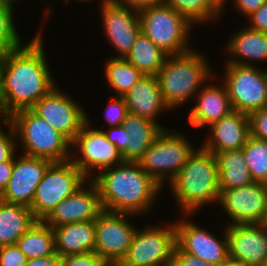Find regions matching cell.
I'll list each match as a JSON object with an SVG mask.
<instances>
[{"label": "cell", "mask_w": 267, "mask_h": 266, "mask_svg": "<svg viewBox=\"0 0 267 266\" xmlns=\"http://www.w3.org/2000/svg\"><path fill=\"white\" fill-rule=\"evenodd\" d=\"M41 34L28 44L6 53L0 83V97L7 112L31 109L54 87L45 58Z\"/></svg>", "instance_id": "obj_1"}, {"label": "cell", "mask_w": 267, "mask_h": 266, "mask_svg": "<svg viewBox=\"0 0 267 266\" xmlns=\"http://www.w3.org/2000/svg\"><path fill=\"white\" fill-rule=\"evenodd\" d=\"M92 179L100 192L104 211L137 215L150 210L162 186L145 173L137 162H123ZM95 177V178H94Z\"/></svg>", "instance_id": "obj_2"}, {"label": "cell", "mask_w": 267, "mask_h": 266, "mask_svg": "<svg viewBox=\"0 0 267 266\" xmlns=\"http://www.w3.org/2000/svg\"><path fill=\"white\" fill-rule=\"evenodd\" d=\"M170 186L185 215H191L205 204L219 201L216 155L202 146L199 150L195 149L181 171L170 181Z\"/></svg>", "instance_id": "obj_3"}, {"label": "cell", "mask_w": 267, "mask_h": 266, "mask_svg": "<svg viewBox=\"0 0 267 266\" xmlns=\"http://www.w3.org/2000/svg\"><path fill=\"white\" fill-rule=\"evenodd\" d=\"M211 74L203 55L191 49L182 54L168 55L156 76L165 104L173 109L195 96L201 83Z\"/></svg>", "instance_id": "obj_4"}, {"label": "cell", "mask_w": 267, "mask_h": 266, "mask_svg": "<svg viewBox=\"0 0 267 266\" xmlns=\"http://www.w3.org/2000/svg\"><path fill=\"white\" fill-rule=\"evenodd\" d=\"M17 137L23 145V154L63 162L71 159V142L31 109L20 110L11 116Z\"/></svg>", "instance_id": "obj_5"}, {"label": "cell", "mask_w": 267, "mask_h": 266, "mask_svg": "<svg viewBox=\"0 0 267 266\" xmlns=\"http://www.w3.org/2000/svg\"><path fill=\"white\" fill-rule=\"evenodd\" d=\"M141 31L167 55L191 50L187 45L192 24L167 3L138 11Z\"/></svg>", "instance_id": "obj_6"}, {"label": "cell", "mask_w": 267, "mask_h": 266, "mask_svg": "<svg viewBox=\"0 0 267 266\" xmlns=\"http://www.w3.org/2000/svg\"><path fill=\"white\" fill-rule=\"evenodd\" d=\"M172 132L164 129L137 162L161 186L167 177L172 181L194 151L184 136Z\"/></svg>", "instance_id": "obj_7"}, {"label": "cell", "mask_w": 267, "mask_h": 266, "mask_svg": "<svg viewBox=\"0 0 267 266\" xmlns=\"http://www.w3.org/2000/svg\"><path fill=\"white\" fill-rule=\"evenodd\" d=\"M86 176L71 161L53 162L38 184L31 211L37 220H44L56 205L74 193Z\"/></svg>", "instance_id": "obj_8"}, {"label": "cell", "mask_w": 267, "mask_h": 266, "mask_svg": "<svg viewBox=\"0 0 267 266\" xmlns=\"http://www.w3.org/2000/svg\"><path fill=\"white\" fill-rule=\"evenodd\" d=\"M225 85L234 111L249 115L267 107V71L226 63Z\"/></svg>", "instance_id": "obj_9"}, {"label": "cell", "mask_w": 267, "mask_h": 266, "mask_svg": "<svg viewBox=\"0 0 267 266\" xmlns=\"http://www.w3.org/2000/svg\"><path fill=\"white\" fill-rule=\"evenodd\" d=\"M176 247L175 223L136 231L124 258L117 266H168Z\"/></svg>", "instance_id": "obj_10"}, {"label": "cell", "mask_w": 267, "mask_h": 266, "mask_svg": "<svg viewBox=\"0 0 267 266\" xmlns=\"http://www.w3.org/2000/svg\"><path fill=\"white\" fill-rule=\"evenodd\" d=\"M131 215L103 211L95 219L94 252L109 266H117L132 243L137 229L125 219Z\"/></svg>", "instance_id": "obj_11"}, {"label": "cell", "mask_w": 267, "mask_h": 266, "mask_svg": "<svg viewBox=\"0 0 267 266\" xmlns=\"http://www.w3.org/2000/svg\"><path fill=\"white\" fill-rule=\"evenodd\" d=\"M31 110L64 135L71 143L87 123V116L75 101L55 86Z\"/></svg>", "instance_id": "obj_12"}, {"label": "cell", "mask_w": 267, "mask_h": 266, "mask_svg": "<svg viewBox=\"0 0 267 266\" xmlns=\"http://www.w3.org/2000/svg\"><path fill=\"white\" fill-rule=\"evenodd\" d=\"M219 203L232 224H261L267 217V184L220 189Z\"/></svg>", "instance_id": "obj_13"}, {"label": "cell", "mask_w": 267, "mask_h": 266, "mask_svg": "<svg viewBox=\"0 0 267 266\" xmlns=\"http://www.w3.org/2000/svg\"><path fill=\"white\" fill-rule=\"evenodd\" d=\"M89 120L77 134L71 146L80 150L81 157L70 159L88 178L91 169L103 171L124 162L117 147L107 140L103 130L90 129Z\"/></svg>", "instance_id": "obj_14"}, {"label": "cell", "mask_w": 267, "mask_h": 266, "mask_svg": "<svg viewBox=\"0 0 267 266\" xmlns=\"http://www.w3.org/2000/svg\"><path fill=\"white\" fill-rule=\"evenodd\" d=\"M10 180L0 195L7 203L31 207L38 184L42 181L52 161L23 154L15 159Z\"/></svg>", "instance_id": "obj_15"}, {"label": "cell", "mask_w": 267, "mask_h": 266, "mask_svg": "<svg viewBox=\"0 0 267 266\" xmlns=\"http://www.w3.org/2000/svg\"><path fill=\"white\" fill-rule=\"evenodd\" d=\"M175 226L176 245L183 252L196 256L213 266H218L230 259L226 228L223 241H220L208 231L191 222L189 223L187 220L175 222Z\"/></svg>", "instance_id": "obj_16"}, {"label": "cell", "mask_w": 267, "mask_h": 266, "mask_svg": "<svg viewBox=\"0 0 267 266\" xmlns=\"http://www.w3.org/2000/svg\"><path fill=\"white\" fill-rule=\"evenodd\" d=\"M88 182V188L79 187L70 196L60 201L43 221L54 228L95 220L104 210L96 183L92 179Z\"/></svg>", "instance_id": "obj_17"}, {"label": "cell", "mask_w": 267, "mask_h": 266, "mask_svg": "<svg viewBox=\"0 0 267 266\" xmlns=\"http://www.w3.org/2000/svg\"><path fill=\"white\" fill-rule=\"evenodd\" d=\"M102 22L111 45L125 58L141 31L138 11L116 4L113 0H102ZM134 13H133V12Z\"/></svg>", "instance_id": "obj_18"}, {"label": "cell", "mask_w": 267, "mask_h": 266, "mask_svg": "<svg viewBox=\"0 0 267 266\" xmlns=\"http://www.w3.org/2000/svg\"><path fill=\"white\" fill-rule=\"evenodd\" d=\"M229 258L243 266H265L267 241L260 224H229L226 227Z\"/></svg>", "instance_id": "obj_19"}, {"label": "cell", "mask_w": 267, "mask_h": 266, "mask_svg": "<svg viewBox=\"0 0 267 266\" xmlns=\"http://www.w3.org/2000/svg\"><path fill=\"white\" fill-rule=\"evenodd\" d=\"M211 137L202 145L214 155L228 150L242 149L250 136L247 114L232 111L211 126Z\"/></svg>", "instance_id": "obj_20"}, {"label": "cell", "mask_w": 267, "mask_h": 266, "mask_svg": "<svg viewBox=\"0 0 267 266\" xmlns=\"http://www.w3.org/2000/svg\"><path fill=\"white\" fill-rule=\"evenodd\" d=\"M198 103L189 114V122L194 127L211 126L233 111L226 85L206 86L200 89Z\"/></svg>", "instance_id": "obj_21"}, {"label": "cell", "mask_w": 267, "mask_h": 266, "mask_svg": "<svg viewBox=\"0 0 267 266\" xmlns=\"http://www.w3.org/2000/svg\"><path fill=\"white\" fill-rule=\"evenodd\" d=\"M128 113L155 121L165 104L157 76H143L124 96Z\"/></svg>", "instance_id": "obj_22"}, {"label": "cell", "mask_w": 267, "mask_h": 266, "mask_svg": "<svg viewBox=\"0 0 267 266\" xmlns=\"http://www.w3.org/2000/svg\"><path fill=\"white\" fill-rule=\"evenodd\" d=\"M55 252L60 256L94 252L95 220L53 228Z\"/></svg>", "instance_id": "obj_23"}, {"label": "cell", "mask_w": 267, "mask_h": 266, "mask_svg": "<svg viewBox=\"0 0 267 266\" xmlns=\"http://www.w3.org/2000/svg\"><path fill=\"white\" fill-rule=\"evenodd\" d=\"M123 125L130 135L126 145V162H138L165 129L156 121L131 113L127 114Z\"/></svg>", "instance_id": "obj_24"}, {"label": "cell", "mask_w": 267, "mask_h": 266, "mask_svg": "<svg viewBox=\"0 0 267 266\" xmlns=\"http://www.w3.org/2000/svg\"><path fill=\"white\" fill-rule=\"evenodd\" d=\"M36 221L31 208L0 199V246L15 244Z\"/></svg>", "instance_id": "obj_25"}, {"label": "cell", "mask_w": 267, "mask_h": 266, "mask_svg": "<svg viewBox=\"0 0 267 266\" xmlns=\"http://www.w3.org/2000/svg\"><path fill=\"white\" fill-rule=\"evenodd\" d=\"M227 50L241 59L226 62L230 64L252 65L249 61H267V32H261L249 27L237 32L227 45ZM245 59L248 61L246 62Z\"/></svg>", "instance_id": "obj_26"}, {"label": "cell", "mask_w": 267, "mask_h": 266, "mask_svg": "<svg viewBox=\"0 0 267 266\" xmlns=\"http://www.w3.org/2000/svg\"><path fill=\"white\" fill-rule=\"evenodd\" d=\"M220 189H234L252 184L243 149L216 154Z\"/></svg>", "instance_id": "obj_27"}, {"label": "cell", "mask_w": 267, "mask_h": 266, "mask_svg": "<svg viewBox=\"0 0 267 266\" xmlns=\"http://www.w3.org/2000/svg\"><path fill=\"white\" fill-rule=\"evenodd\" d=\"M167 56L140 31L125 59L145 76H156L163 67Z\"/></svg>", "instance_id": "obj_28"}, {"label": "cell", "mask_w": 267, "mask_h": 266, "mask_svg": "<svg viewBox=\"0 0 267 266\" xmlns=\"http://www.w3.org/2000/svg\"><path fill=\"white\" fill-rule=\"evenodd\" d=\"M27 259L52 256L55 252L53 228L37 220L15 243Z\"/></svg>", "instance_id": "obj_29"}, {"label": "cell", "mask_w": 267, "mask_h": 266, "mask_svg": "<svg viewBox=\"0 0 267 266\" xmlns=\"http://www.w3.org/2000/svg\"><path fill=\"white\" fill-rule=\"evenodd\" d=\"M105 77L119 97H123L143 76L125 58H111L105 66Z\"/></svg>", "instance_id": "obj_30"}, {"label": "cell", "mask_w": 267, "mask_h": 266, "mask_svg": "<svg viewBox=\"0 0 267 266\" xmlns=\"http://www.w3.org/2000/svg\"><path fill=\"white\" fill-rule=\"evenodd\" d=\"M242 149L252 180L267 184V140L249 136Z\"/></svg>", "instance_id": "obj_31"}, {"label": "cell", "mask_w": 267, "mask_h": 266, "mask_svg": "<svg viewBox=\"0 0 267 266\" xmlns=\"http://www.w3.org/2000/svg\"><path fill=\"white\" fill-rule=\"evenodd\" d=\"M167 4L186 18L192 25L208 19H214L218 15L209 6L208 0H167Z\"/></svg>", "instance_id": "obj_32"}, {"label": "cell", "mask_w": 267, "mask_h": 266, "mask_svg": "<svg viewBox=\"0 0 267 266\" xmlns=\"http://www.w3.org/2000/svg\"><path fill=\"white\" fill-rule=\"evenodd\" d=\"M13 4L0 0V50L8 51L22 47L13 24Z\"/></svg>", "instance_id": "obj_33"}, {"label": "cell", "mask_w": 267, "mask_h": 266, "mask_svg": "<svg viewBox=\"0 0 267 266\" xmlns=\"http://www.w3.org/2000/svg\"><path fill=\"white\" fill-rule=\"evenodd\" d=\"M60 266H109L98 254L90 252L60 256Z\"/></svg>", "instance_id": "obj_34"}, {"label": "cell", "mask_w": 267, "mask_h": 266, "mask_svg": "<svg viewBox=\"0 0 267 266\" xmlns=\"http://www.w3.org/2000/svg\"><path fill=\"white\" fill-rule=\"evenodd\" d=\"M248 117L250 136L267 140V107L251 112Z\"/></svg>", "instance_id": "obj_35"}, {"label": "cell", "mask_w": 267, "mask_h": 266, "mask_svg": "<svg viewBox=\"0 0 267 266\" xmlns=\"http://www.w3.org/2000/svg\"><path fill=\"white\" fill-rule=\"evenodd\" d=\"M116 100L110 102L106 107V121L110 127L123 125V122L128 114V108L123 97L116 96Z\"/></svg>", "instance_id": "obj_36"}, {"label": "cell", "mask_w": 267, "mask_h": 266, "mask_svg": "<svg viewBox=\"0 0 267 266\" xmlns=\"http://www.w3.org/2000/svg\"><path fill=\"white\" fill-rule=\"evenodd\" d=\"M27 260L16 244L0 246V266H25Z\"/></svg>", "instance_id": "obj_37"}, {"label": "cell", "mask_w": 267, "mask_h": 266, "mask_svg": "<svg viewBox=\"0 0 267 266\" xmlns=\"http://www.w3.org/2000/svg\"><path fill=\"white\" fill-rule=\"evenodd\" d=\"M7 127L10 133L0 132V163L9 161L15 154L16 131L11 123Z\"/></svg>", "instance_id": "obj_38"}, {"label": "cell", "mask_w": 267, "mask_h": 266, "mask_svg": "<svg viewBox=\"0 0 267 266\" xmlns=\"http://www.w3.org/2000/svg\"><path fill=\"white\" fill-rule=\"evenodd\" d=\"M108 141L114 144L126 162V145L130 135L124 125L109 127L108 131H103Z\"/></svg>", "instance_id": "obj_39"}, {"label": "cell", "mask_w": 267, "mask_h": 266, "mask_svg": "<svg viewBox=\"0 0 267 266\" xmlns=\"http://www.w3.org/2000/svg\"><path fill=\"white\" fill-rule=\"evenodd\" d=\"M168 266H213L189 253L183 252L177 245L174 255Z\"/></svg>", "instance_id": "obj_40"}, {"label": "cell", "mask_w": 267, "mask_h": 266, "mask_svg": "<svg viewBox=\"0 0 267 266\" xmlns=\"http://www.w3.org/2000/svg\"><path fill=\"white\" fill-rule=\"evenodd\" d=\"M248 17L251 20L250 29L267 32V1Z\"/></svg>", "instance_id": "obj_41"}, {"label": "cell", "mask_w": 267, "mask_h": 266, "mask_svg": "<svg viewBox=\"0 0 267 266\" xmlns=\"http://www.w3.org/2000/svg\"><path fill=\"white\" fill-rule=\"evenodd\" d=\"M116 4L129 7L136 11L142 9L166 4L167 0H113Z\"/></svg>", "instance_id": "obj_42"}, {"label": "cell", "mask_w": 267, "mask_h": 266, "mask_svg": "<svg viewBox=\"0 0 267 266\" xmlns=\"http://www.w3.org/2000/svg\"><path fill=\"white\" fill-rule=\"evenodd\" d=\"M267 0H235V6L241 13H244L245 16L251 15L258 8H260Z\"/></svg>", "instance_id": "obj_43"}, {"label": "cell", "mask_w": 267, "mask_h": 266, "mask_svg": "<svg viewBox=\"0 0 267 266\" xmlns=\"http://www.w3.org/2000/svg\"><path fill=\"white\" fill-rule=\"evenodd\" d=\"M13 170V157L6 162L0 163V195L5 190Z\"/></svg>", "instance_id": "obj_44"}, {"label": "cell", "mask_w": 267, "mask_h": 266, "mask_svg": "<svg viewBox=\"0 0 267 266\" xmlns=\"http://www.w3.org/2000/svg\"><path fill=\"white\" fill-rule=\"evenodd\" d=\"M25 266H60V255L55 253L52 256L28 259Z\"/></svg>", "instance_id": "obj_45"}, {"label": "cell", "mask_w": 267, "mask_h": 266, "mask_svg": "<svg viewBox=\"0 0 267 266\" xmlns=\"http://www.w3.org/2000/svg\"><path fill=\"white\" fill-rule=\"evenodd\" d=\"M0 115L3 117L1 120H3L5 126H8L11 123V115L7 112L1 97H0ZM1 131L2 130L0 129V132Z\"/></svg>", "instance_id": "obj_46"}, {"label": "cell", "mask_w": 267, "mask_h": 266, "mask_svg": "<svg viewBox=\"0 0 267 266\" xmlns=\"http://www.w3.org/2000/svg\"><path fill=\"white\" fill-rule=\"evenodd\" d=\"M226 0H208L209 6L220 16V11L224 8Z\"/></svg>", "instance_id": "obj_47"}, {"label": "cell", "mask_w": 267, "mask_h": 266, "mask_svg": "<svg viewBox=\"0 0 267 266\" xmlns=\"http://www.w3.org/2000/svg\"><path fill=\"white\" fill-rule=\"evenodd\" d=\"M5 56H6V52L0 50V83H1V70H2V65L4 62Z\"/></svg>", "instance_id": "obj_48"}, {"label": "cell", "mask_w": 267, "mask_h": 266, "mask_svg": "<svg viewBox=\"0 0 267 266\" xmlns=\"http://www.w3.org/2000/svg\"><path fill=\"white\" fill-rule=\"evenodd\" d=\"M218 266H243L241 264H238L236 262H234L233 260L229 259L228 261H226L225 263H221Z\"/></svg>", "instance_id": "obj_49"}, {"label": "cell", "mask_w": 267, "mask_h": 266, "mask_svg": "<svg viewBox=\"0 0 267 266\" xmlns=\"http://www.w3.org/2000/svg\"><path fill=\"white\" fill-rule=\"evenodd\" d=\"M260 225H261V227H262V229H263V233H264L265 239H266V241H267V222L264 221V222H262Z\"/></svg>", "instance_id": "obj_50"}, {"label": "cell", "mask_w": 267, "mask_h": 266, "mask_svg": "<svg viewBox=\"0 0 267 266\" xmlns=\"http://www.w3.org/2000/svg\"><path fill=\"white\" fill-rule=\"evenodd\" d=\"M1 1L7 2L9 4H12L15 0L14 1L13 0H1Z\"/></svg>", "instance_id": "obj_51"}]
</instances>
